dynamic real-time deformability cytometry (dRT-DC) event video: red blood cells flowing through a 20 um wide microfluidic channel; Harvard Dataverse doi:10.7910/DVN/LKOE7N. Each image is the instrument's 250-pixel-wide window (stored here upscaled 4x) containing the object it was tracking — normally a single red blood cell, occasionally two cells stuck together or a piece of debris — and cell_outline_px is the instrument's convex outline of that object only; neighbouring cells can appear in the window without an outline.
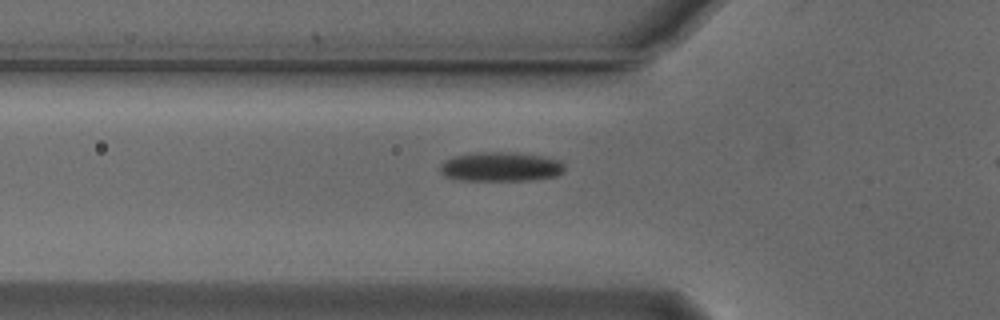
{"species": "Egyptian fruit bat (a non-hibernating species)", "species_latin": "Rousettus aegyptiacus", "temperature_condition": "cold", "stored_images_in_passage": 39, "camera_frame_rate_fps": 3000, "um_per_image_px": 0.085, "animal": {"sex": "male"}, "frame": {"image": 1, "passage_image": 11, "time_ms": 3.333, "image_size_px": [1000, 320], "cell_outline_px": [[564, 172], [556, 176], [528, 180], [464, 180], [448, 176], [440, 172], [440, 164], [444, 160], [456, 156], [476, 152], [516, 152], [544, 156], [560, 160], [564, 164]], "centroid_in_image_um": [42.6, 14.16], "position_along_channel_um": 83.2, "area_um2": 21.27}}
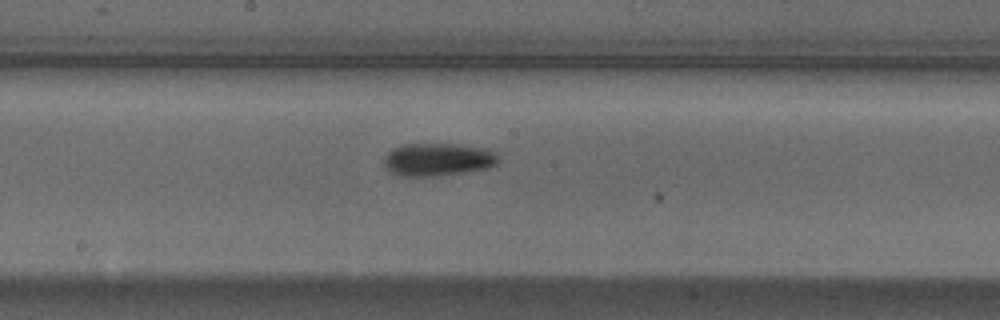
{"frame": {"image": 2, "passage_image": 21, "time_ms": 6.667, "image_size_px": [1000, 320], "cell_outline_px": [[500, 160], [496, 164], [488, 168], [460, 172], [428, 176], [404, 176], [392, 172], [384, 164], [384, 156], [392, 148], [404, 144], [456, 144], [488, 148]], "centroid_in_image_um": [37.21, 13.53], "position_along_channel_um": 211.0, "area_um2": 21.56}}
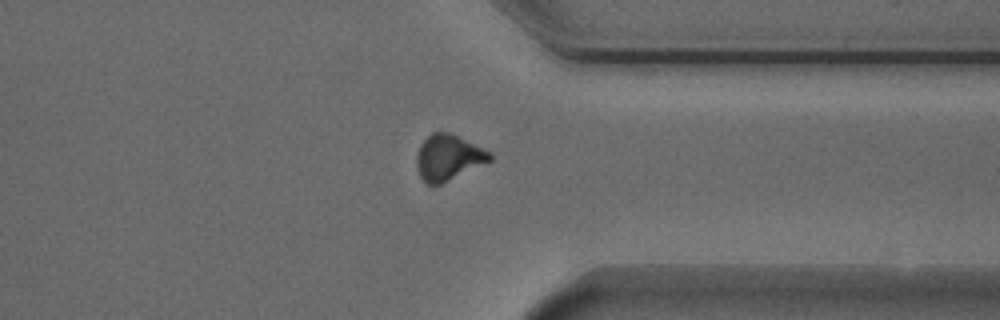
{"frame": {"image": 3, "passage_image": 34, "time_ms": 11.0, "image_size_px": [1000, 320], "cell_outline_px": [[492, 160], [440, 184], [428, 184], [420, 176], [416, 168], [416, 156], [420, 144], [432, 132], [448, 132], [488, 152], [492, 156]], "centroid_in_image_um": [38.04, 13.39], "position_along_channel_um": 373.4, "area_um2": 18.9}}